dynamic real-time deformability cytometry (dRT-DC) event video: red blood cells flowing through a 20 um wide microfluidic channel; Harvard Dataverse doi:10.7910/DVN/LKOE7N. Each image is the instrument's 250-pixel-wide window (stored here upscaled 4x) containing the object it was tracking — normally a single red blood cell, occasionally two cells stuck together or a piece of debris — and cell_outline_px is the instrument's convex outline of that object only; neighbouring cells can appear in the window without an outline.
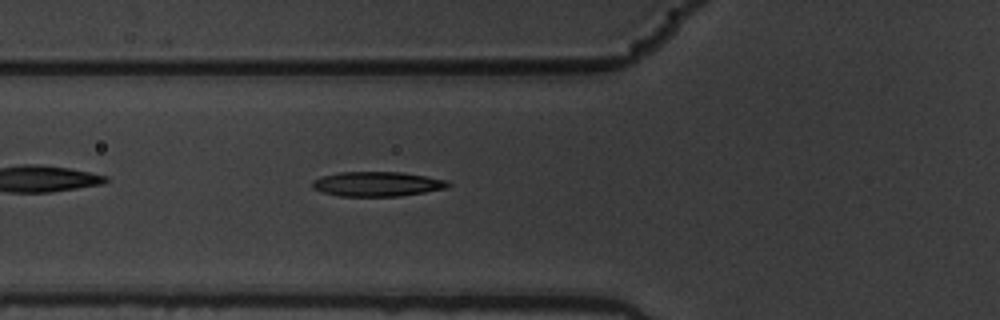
{"species": "common noctule bat (a hibernating species)", "species_latin": "Nyctalus noctula", "temperature_condition": "warm", "stored_images_in_passage": 41, "camera_frame_rate_fps": 3000, "um_per_image_px": 0.085, "animal": {"sex": "male", "body_mass_g": 19.5, "forearm_length_mm": 54.6}, "frame": {"image": 1, "passage_image": 5, "time_ms": 1.333, "image_size_px": [1000, 320], "cell_outline_px": [[452, 184], [448, 188], [400, 196], [340, 196], [324, 192], [312, 188], [312, 180], [324, 176], [340, 172], [400, 172], [448, 180]], "centroid_in_image_um": [32.09, 15.64], "position_along_channel_um": 93.7, "area_um2": 19.42}}
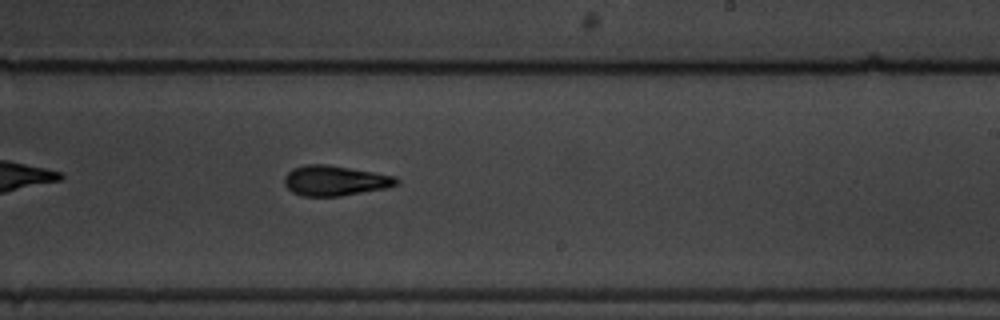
{"frame": {"image": 2, "passage_image": 19, "time_ms": 6.0, "image_size_px": [1000, 320], "cell_outline_px": [[400, 180], [396, 184], [384, 188], [340, 196], [300, 196], [292, 192], [284, 184], [284, 176], [292, 168], [304, 164], [328, 164], [396, 176]], "centroid_in_image_um": [28.42, 15.34], "position_along_channel_um": 260.6, "area_um2": 19.71}}
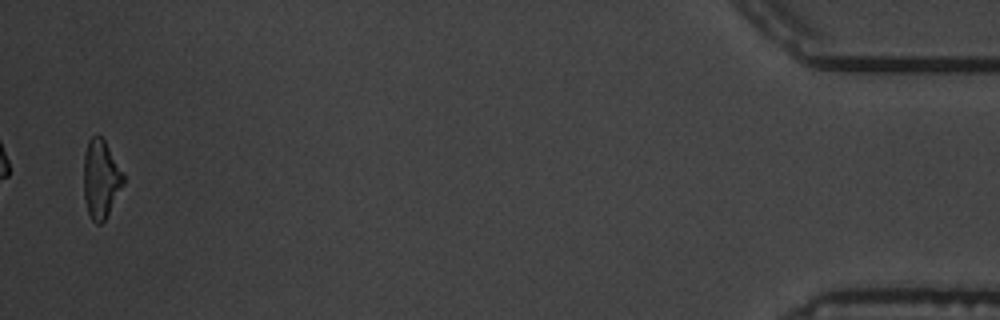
{"frame": {"image": 3, "passage_image": 40, "time_ms": 13.0, "image_size_px": [1000, 320], "cell_outline_px": [[124, 184], [104, 220], [100, 224], [96, 224], [92, 220], [88, 212], [84, 200], [84, 152], [88, 140], [92, 136], [100, 136], [104, 140], [124, 176]], "centroid_in_image_um": [8.55, 15.22], "position_along_channel_um": 426.7, "area_um2": 17.8}, "authors_computed_cell_mechanics": {"area_um2": 19.2474, "velocity_mm_per_s": 3.5706, "shape_relaxation_time_tau1_ms": 4.6484, "shape_relaxation_time_tau2_ms": 2.8723, "deformation_change_tau1": 0.1701, "deformation_change_tau2": 0.1112}}